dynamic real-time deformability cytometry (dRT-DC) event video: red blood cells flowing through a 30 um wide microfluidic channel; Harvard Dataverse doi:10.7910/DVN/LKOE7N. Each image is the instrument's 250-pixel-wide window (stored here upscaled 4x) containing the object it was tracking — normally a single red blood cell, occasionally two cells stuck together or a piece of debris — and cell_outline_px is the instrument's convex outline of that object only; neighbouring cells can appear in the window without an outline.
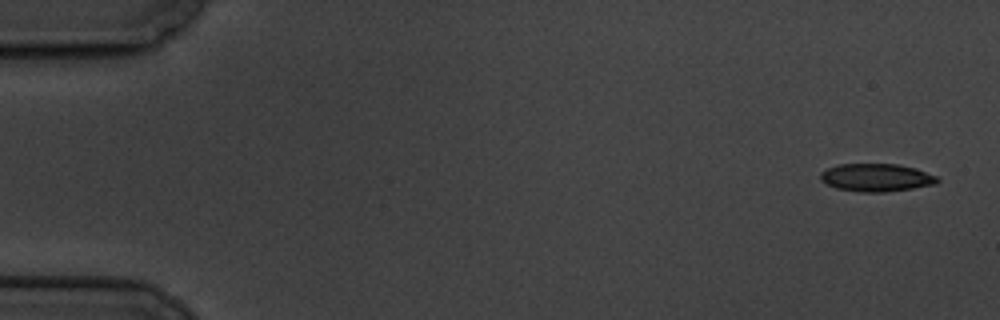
{"species": "common noctule bat (a hibernating species)", "species_latin": "Nyctalus noctula", "temperature_condition": "cold", "stored_images_in_passage": 9, "camera_frame_rate_fps": 3000, "um_per_image_px": 0.085, "animal": {"sex": "male", "body_mass_g": 19.5, "forearm_length_mm": 54.6}, "frame": {"image": 1, "passage_image": 1, "time_ms": 0.0, "image_size_px": [1000, 320], "cell_outline_px": [[940, 180], [936, 184], [912, 188], [884, 192], [860, 192], [836, 188], [820, 180], [820, 172], [828, 168], [840, 164], [896, 164], [916, 168], [936, 176]], "centroid_in_image_um": [74.48, 15.09], "position_along_channel_um": 10.5, "area_um2": 18.9}}
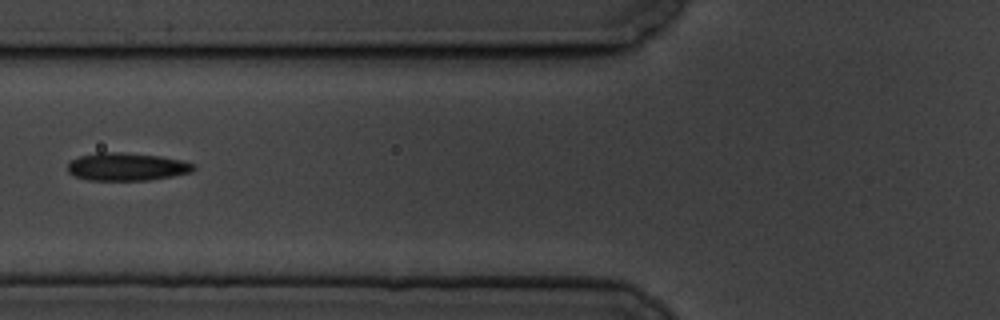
{"frame": {"image": 2, "passage_image": 7, "time_ms": 7.0, "image_size_px": [1000, 320], "cell_outline_px": [[196, 168], [192, 172], [172, 176], [148, 180], [88, 180], [76, 176], [68, 172], [68, 164], [72, 160], [80, 156], [96, 152], [124, 152], [160, 156], [180, 160], [196, 164]], "centroid_in_image_um": [10.79, 14.17], "position_along_channel_um": 115.0, "area_um2": 20.46}}
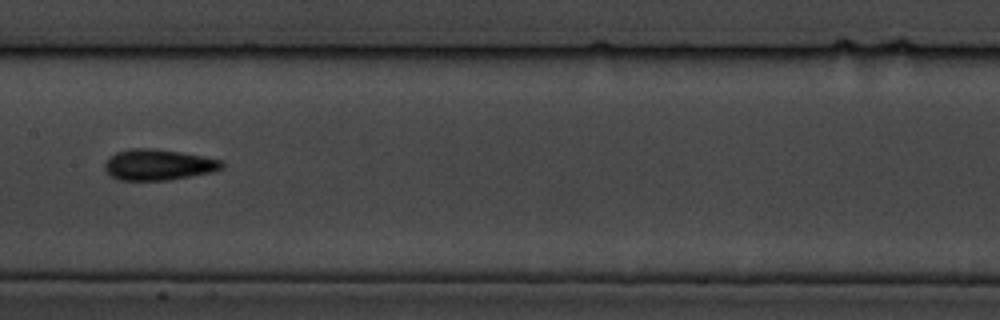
{"frame": {"image": 3, "passage_image": 9, "time_ms": 9.333, "image_size_px": [1000, 320], "cell_outline_px": [[224, 168], [212, 172], [168, 180], [116, 180], [104, 168], [104, 164], [116, 152], [132, 148], [152, 148], [180, 152], [224, 160]], "centroid_in_image_um": [13.49, 14.0], "position_along_channel_um": 193.9, "area_um2": 21.04}}